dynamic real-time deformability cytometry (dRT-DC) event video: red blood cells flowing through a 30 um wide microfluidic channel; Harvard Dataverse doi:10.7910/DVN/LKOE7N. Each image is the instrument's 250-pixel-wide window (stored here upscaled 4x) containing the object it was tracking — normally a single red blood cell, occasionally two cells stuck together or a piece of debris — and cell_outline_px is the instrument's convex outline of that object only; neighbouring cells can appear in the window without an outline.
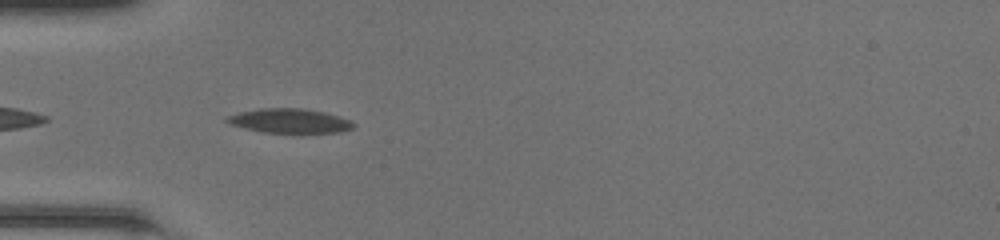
{"species": "common noctule bat (a hibernating species)", "species_latin": "Nyctalus noctula", "temperature_condition": "room temperature", "stored_images_in_passage": 36, "camera_frame_rate_fps": 3000, "um_per_image_px": 0.085, "animal": {"sex": "female", "body_mass_g": 20.0, "forearm_length_mm": 54.0}, "frame": {"image": 1, "passage_image": 3, "time_ms": 0.667, "image_size_px": [1000, 240], "cell_outline_px": [[356, 124], [352, 128], [340, 132], [300, 136], [260, 132], [244, 128], [232, 124], [224, 120], [224, 116], [240, 112], [260, 108], [304, 108], [324, 112], [340, 116], [352, 120]], "centroid_in_image_um": [24.67, 10.32], "position_along_channel_um": 60.3, "area_um2": 19.13}}
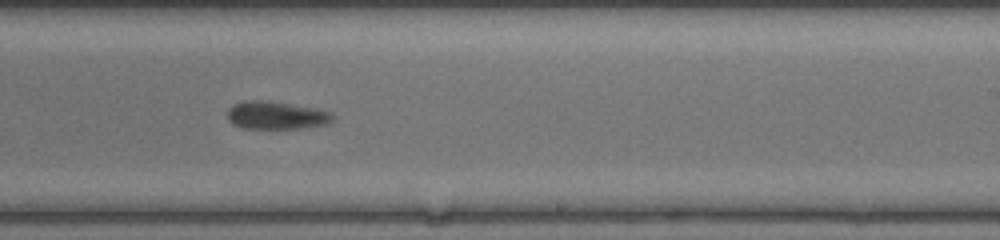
{"frame": {"image": 2, "passage_image": 18, "time_ms": 5.667, "image_size_px": [1000, 240], "cell_outline_px": [[336, 116], [328, 124], [300, 128], [244, 128], [232, 124], [228, 120], [228, 108], [232, 104], [244, 100], [268, 100], [316, 108], [332, 112]], "centroid_in_image_um": [23.48, 9.78], "position_along_channel_um": 265.5, "area_um2": 17.34}}
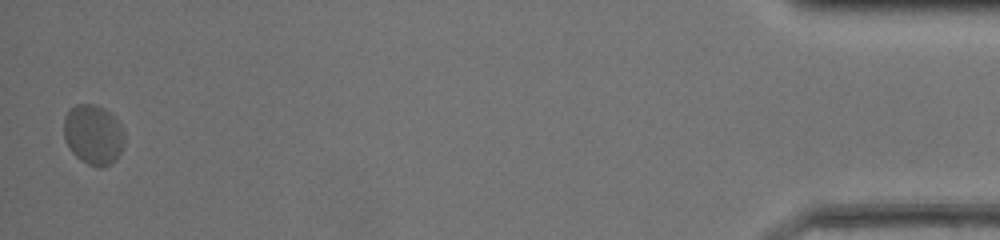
{"frame": {"image": 3, "passage_image": 36, "time_ms": 11.667, "image_size_px": [1000, 240], "cell_outline_px": [[124, 144], [116, 160], [100, 168], [88, 164], [80, 160], [72, 152], [64, 136], [64, 116], [76, 104], [92, 104], [104, 108], [120, 124], [124, 132]], "centroid_in_image_um": [7.94, 11.45], "position_along_channel_um": 427.3, "area_um2": 20.98}, "authors_computed_cell_mechanics": {"area_um2": 18.496, "velocity_mm_per_s": 4.188, "shape_relaxation_time_tau1_ms": 7.545, "shape_relaxation_time_tau2_ms": 0.9311, "deformation_change_tau1": 0.1893, "deformation_change_tau2": 0.0341}}